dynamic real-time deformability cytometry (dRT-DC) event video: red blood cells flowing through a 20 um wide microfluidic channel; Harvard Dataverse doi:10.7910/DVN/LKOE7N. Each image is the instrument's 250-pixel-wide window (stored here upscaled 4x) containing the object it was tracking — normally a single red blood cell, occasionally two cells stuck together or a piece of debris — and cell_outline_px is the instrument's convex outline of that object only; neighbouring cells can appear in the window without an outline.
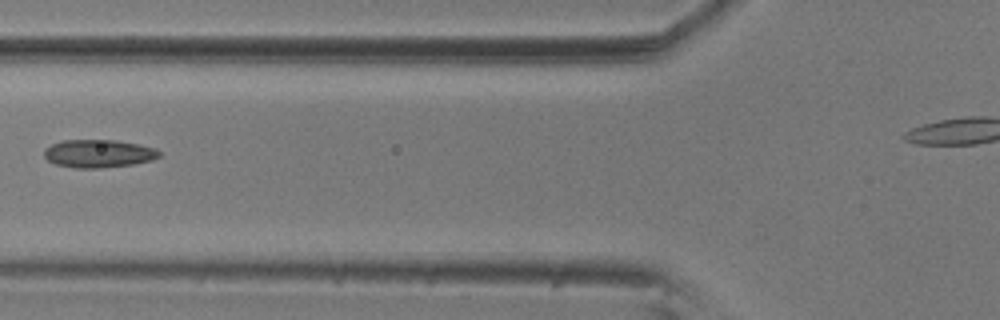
{"species": "common noctule bat (a hibernating species)", "species_latin": "Nyctalus noctula", "temperature_condition": "room temperature", "stored_images_in_passage": 12, "camera_frame_rate_fps": 3000, "um_per_image_px": 0.085, "animal": {"sex": "male", "body_mass_g": 20.5, "forearm_length_mm": 52.5}, "frame": {"image": 1, "passage_image": 6, "time_ms": 1.667, "image_size_px": [1000, 320], "cell_outline_px": [[160, 156], [152, 160], [132, 164], [100, 168], [76, 168], [56, 164], [48, 160], [44, 156], [44, 148], [60, 140], [116, 140], [156, 148], [160, 152]], "centroid_in_image_um": [8.35, 13.05], "position_along_channel_um": 117.4, "area_um2": 18.73}}
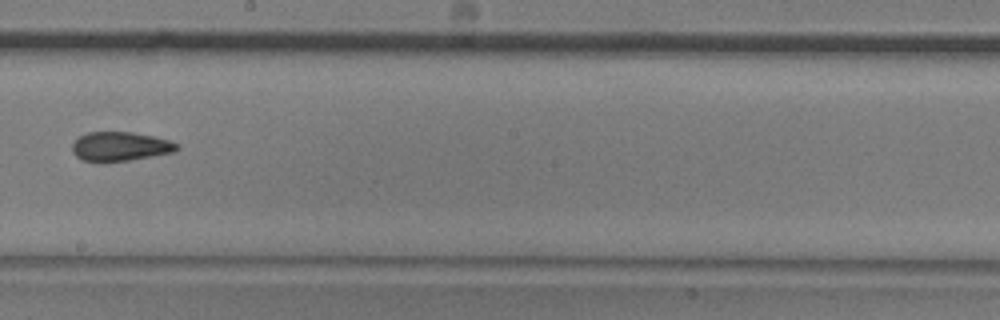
{"frame": {"image": 2, "passage_image": 9, "time_ms": 2.667, "image_size_px": [1000, 320], "cell_outline_px": [[180, 148], [176, 152], [128, 160], [84, 160], [76, 156], [72, 152], [72, 144], [80, 136], [88, 132], [132, 132], [156, 136], [180, 144]], "centroid_in_image_um": [10.28, 12.42], "position_along_channel_um": 237.9, "area_um2": 17.57}}
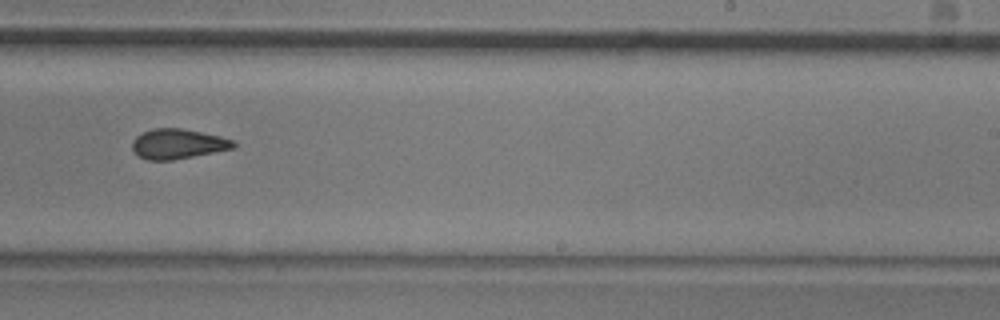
{"frame": {"image": 3, "passage_image": 10, "time_ms": 3.0, "image_size_px": [1000, 320], "cell_outline_px": [[236, 148], [172, 160], [148, 160], [140, 156], [132, 148], [132, 140], [136, 136], [152, 128], [180, 128], [220, 136], [232, 140], [236, 144]], "centroid_in_image_um": [15.12, 12.23], "position_along_channel_um": 273.9, "area_um2": 17.51}}